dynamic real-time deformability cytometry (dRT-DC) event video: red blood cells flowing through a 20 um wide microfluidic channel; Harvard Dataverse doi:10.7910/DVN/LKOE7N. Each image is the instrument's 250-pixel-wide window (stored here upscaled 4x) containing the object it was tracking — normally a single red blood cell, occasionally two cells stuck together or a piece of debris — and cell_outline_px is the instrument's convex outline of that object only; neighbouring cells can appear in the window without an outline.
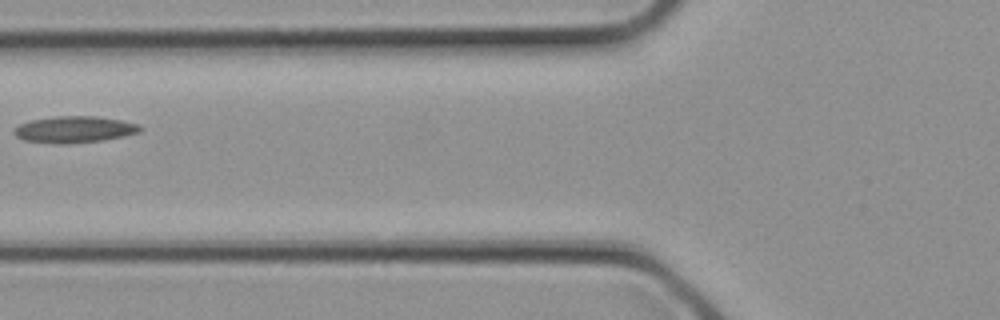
{"species": "common noctule bat (a hibernating species)", "species_latin": "Nyctalus noctula", "temperature_condition": "cold", "stored_images_in_passage": 4, "camera_frame_rate_fps": 3000, "um_per_image_px": 0.085, "animal": {"sex": "female", "body_mass_g": 21.9}, "frame": {"image": 1, "passage_image": 4, "time_ms": 1.0, "image_size_px": [1000, 320], "cell_outline_px": [[144, 128], [140, 132], [124, 136], [104, 140], [68, 144], [56, 144], [24, 140], [16, 136], [12, 132], [20, 124], [32, 120], [56, 116], [96, 116], [120, 120], [140, 124]], "centroid_in_image_um": [6.36, 11.01], "position_along_channel_um": 119.4, "area_um2": 19.59}}